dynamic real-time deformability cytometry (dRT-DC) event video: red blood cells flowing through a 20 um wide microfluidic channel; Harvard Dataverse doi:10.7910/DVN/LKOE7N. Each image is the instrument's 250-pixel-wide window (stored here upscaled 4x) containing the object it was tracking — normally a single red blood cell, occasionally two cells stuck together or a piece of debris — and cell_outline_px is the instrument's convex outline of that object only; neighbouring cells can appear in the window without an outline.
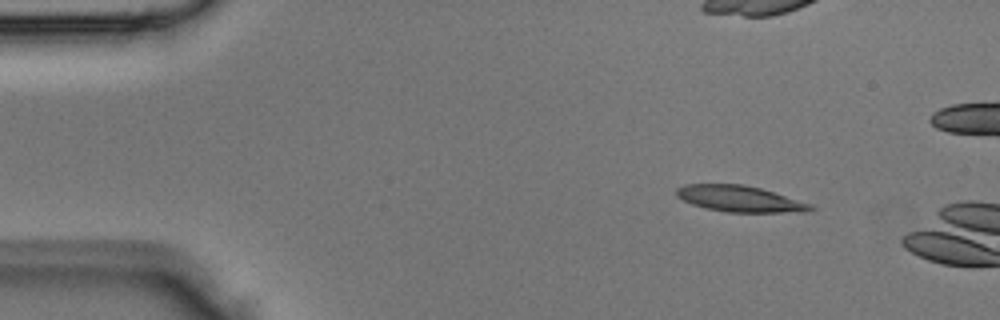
{"species": "Egyptian fruit bat (a non-hibernating species)", "species_latin": "Rousettus aegyptiacus", "temperature_condition": "room temperature", "stored_images_in_passage": 2, "camera_frame_rate_fps": 3000, "um_per_image_px": 0.085, "animal": {"sex": "male"}, "frame": {"image": 1, "passage_image": 1, "time_ms": 0.0, "image_size_px": [1000, 320], "cell_outline_px": [[816, 208], [808, 212], [724, 212], [692, 204], [676, 196], [676, 188], [684, 184], [744, 184], [760, 188], [812, 204]], "centroid_in_image_um": [62.89, 16.9], "position_along_channel_um": 22.1, "area_um2": 20.4}}